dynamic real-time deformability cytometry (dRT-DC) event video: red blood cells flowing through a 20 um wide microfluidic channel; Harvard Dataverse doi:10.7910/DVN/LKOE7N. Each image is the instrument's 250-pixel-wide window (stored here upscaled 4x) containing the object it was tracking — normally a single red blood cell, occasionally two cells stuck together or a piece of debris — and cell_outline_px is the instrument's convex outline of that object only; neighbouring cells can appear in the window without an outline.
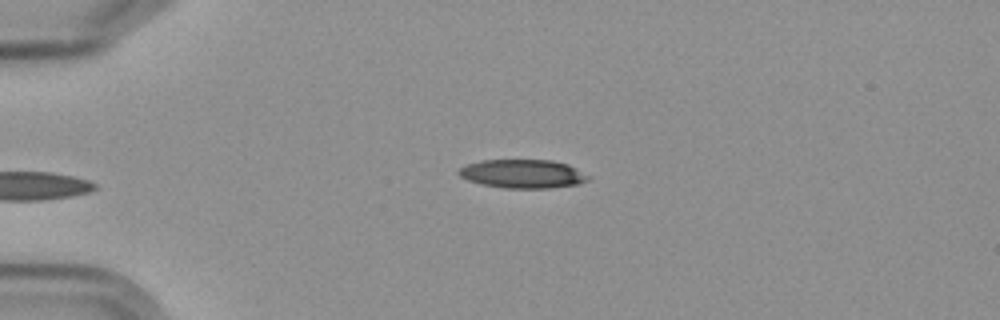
{"species": "Egyptian fruit bat (a non-hibernating species)", "species_latin": "Rousettus aegyptiacus", "temperature_condition": "cold", "stored_images_in_passage": 3, "camera_frame_rate_fps": 3000, "um_per_image_px": 0.085, "frame": {"image": 1, "passage_image": 3, "time_ms": 3.333, "image_size_px": [1000, 320], "cell_outline_px": [[592, 176], [588, 180], [580, 184], [552, 188], [504, 188], [480, 184], [468, 180], [460, 176], [456, 172], [460, 168], [468, 164], [480, 160], [552, 160], [568, 164]], "centroid_in_image_um": [44.46, 14.78], "position_along_channel_um": 40.5, "area_um2": 21.85}}